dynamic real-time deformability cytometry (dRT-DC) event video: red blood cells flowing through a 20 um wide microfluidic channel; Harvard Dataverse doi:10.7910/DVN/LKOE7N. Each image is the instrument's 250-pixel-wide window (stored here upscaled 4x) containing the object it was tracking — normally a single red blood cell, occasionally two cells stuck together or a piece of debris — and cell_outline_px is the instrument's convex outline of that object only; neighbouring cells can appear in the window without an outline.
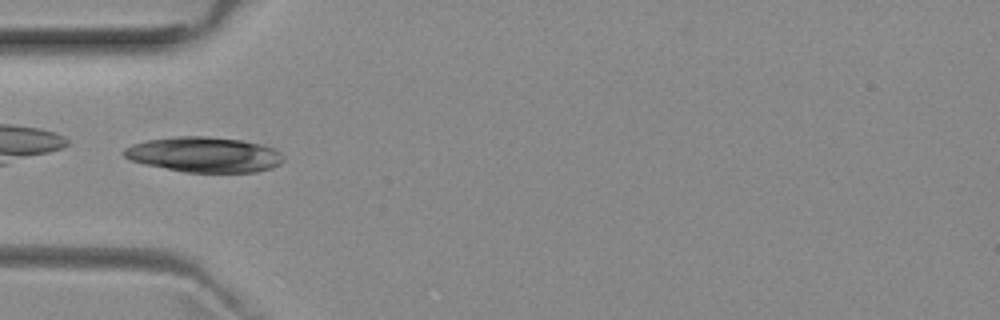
{"species": "common noctule bat (a hibernating species)", "species_latin": "Nyctalus noctula", "temperature_condition": "room temperature", "stored_images_in_passage": 49, "camera_frame_rate_fps": 3000, "um_per_image_px": 0.085, "animal": {"sex": "female", "body_mass_g": 29.2, "forearm_length_mm": 56.3}, "frame": {"image": 1, "passage_image": 15, "time_ms": 4.667, "image_size_px": [1000, 320], "cell_outline_px": [[284, 160], [280, 164], [272, 168], [256, 172], [184, 172], [144, 164], [132, 160], [124, 156], [124, 148], [132, 144], [148, 140], [176, 136], [208, 136], [240, 140], [260, 144], [272, 148], [280, 152], [284, 156]], "centroid_in_image_um": [17.37, 13.14], "position_along_channel_um": 67.6, "area_um2": 32.71}}
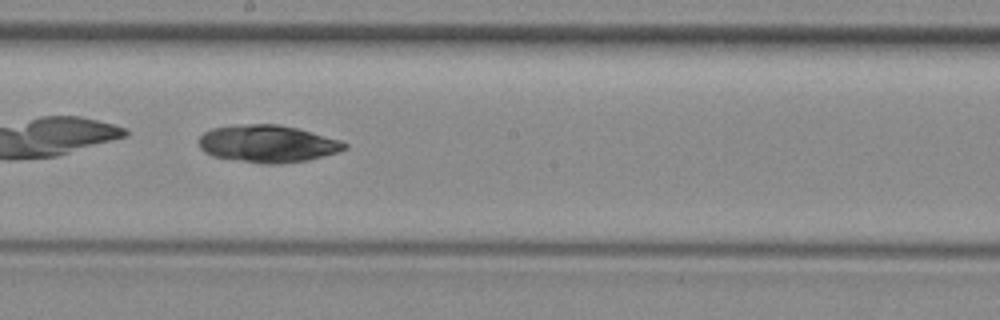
{"frame": {"image": 2, "passage_image": 27, "time_ms": 8.667, "image_size_px": [1000, 320], "cell_outline_px": [[348, 148], [340, 152], [308, 160], [280, 164], [260, 164], [212, 156], [204, 152], [200, 148], [200, 136], [204, 132], [212, 128], [248, 124], [276, 124], [296, 128], [340, 140], [348, 144]], "centroid_in_image_um": [22.77, 12.23], "position_along_channel_um": 225.4, "area_um2": 31.67}}
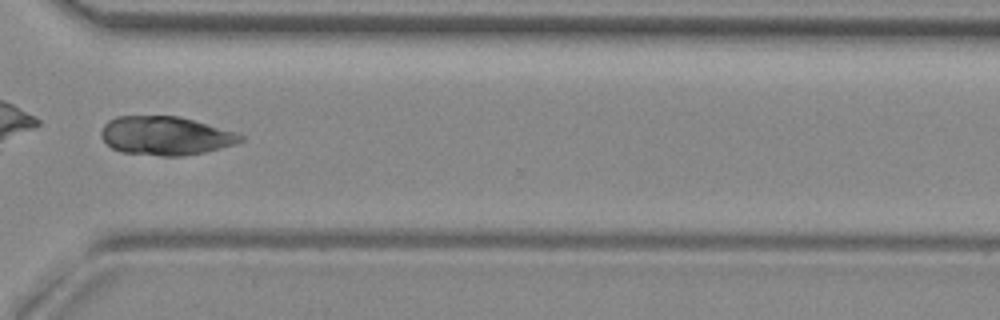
{"frame": {"image": 3, "passage_image": 37, "time_ms": 12.0, "image_size_px": [1000, 320], "cell_outline_px": [[244, 140], [236, 144], [204, 152], [184, 156], [160, 156], [120, 152], [112, 148], [100, 136], [100, 132], [104, 124], [108, 120], [116, 116], [180, 116], [236, 132], [244, 136]], "centroid_in_image_um": [14.06, 11.54], "position_along_channel_um": 356.5, "area_um2": 31.62}}